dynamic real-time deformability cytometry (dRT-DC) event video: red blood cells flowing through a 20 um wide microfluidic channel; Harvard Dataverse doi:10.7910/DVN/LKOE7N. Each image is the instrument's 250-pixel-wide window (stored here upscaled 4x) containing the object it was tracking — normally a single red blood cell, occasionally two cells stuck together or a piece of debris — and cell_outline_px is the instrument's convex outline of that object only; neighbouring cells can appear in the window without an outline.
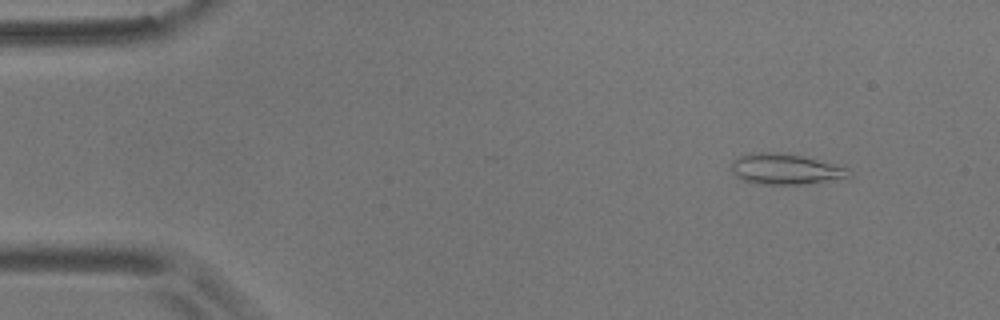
{"species": "common noctule bat (a hibernating species)", "species_latin": "Nyctalus noctula", "temperature_condition": "room temperature", "stored_images_in_passage": 4, "camera_frame_rate_fps": 3000, "um_per_image_px": 0.085, "animal": {"sex": "male", "body_mass_g": 17.9}, "frame": {"image": 1, "passage_image": 1, "time_ms": 0.0, "image_size_px": [1000, 320], "cell_outline_px": [[852, 176], [804, 184], [756, 184], [744, 180], [736, 176], [732, 172], [732, 160], [740, 156], [752, 152], [784, 152], [836, 164], [848, 168]], "centroid_in_image_um": [66.73, 14.36], "position_along_channel_um": 18.3, "area_um2": 20.98}}